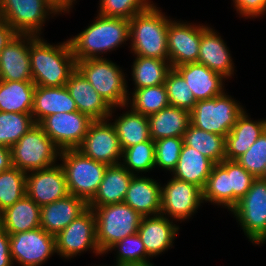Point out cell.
I'll return each instance as SVG.
<instances>
[{
  "mask_svg": "<svg viewBox=\"0 0 266 266\" xmlns=\"http://www.w3.org/2000/svg\"><path fill=\"white\" fill-rule=\"evenodd\" d=\"M96 220V241L102 255L115 243L136 234L143 216L125 202L93 209Z\"/></svg>",
  "mask_w": 266,
  "mask_h": 266,
  "instance_id": "10",
  "label": "cell"
},
{
  "mask_svg": "<svg viewBox=\"0 0 266 266\" xmlns=\"http://www.w3.org/2000/svg\"><path fill=\"white\" fill-rule=\"evenodd\" d=\"M0 266H14L10 254L9 234L0 226Z\"/></svg>",
  "mask_w": 266,
  "mask_h": 266,
  "instance_id": "46",
  "label": "cell"
},
{
  "mask_svg": "<svg viewBox=\"0 0 266 266\" xmlns=\"http://www.w3.org/2000/svg\"><path fill=\"white\" fill-rule=\"evenodd\" d=\"M247 109L237 118L226 136V160L238 159L266 130V117L253 118L250 109Z\"/></svg>",
  "mask_w": 266,
  "mask_h": 266,
  "instance_id": "25",
  "label": "cell"
},
{
  "mask_svg": "<svg viewBox=\"0 0 266 266\" xmlns=\"http://www.w3.org/2000/svg\"><path fill=\"white\" fill-rule=\"evenodd\" d=\"M77 150L107 166L120 164L122 161L123 150L115 127L109 119L92 121Z\"/></svg>",
  "mask_w": 266,
  "mask_h": 266,
  "instance_id": "16",
  "label": "cell"
},
{
  "mask_svg": "<svg viewBox=\"0 0 266 266\" xmlns=\"http://www.w3.org/2000/svg\"><path fill=\"white\" fill-rule=\"evenodd\" d=\"M158 4L130 19L129 55L168 60L167 29L173 16Z\"/></svg>",
  "mask_w": 266,
  "mask_h": 266,
  "instance_id": "3",
  "label": "cell"
},
{
  "mask_svg": "<svg viewBox=\"0 0 266 266\" xmlns=\"http://www.w3.org/2000/svg\"><path fill=\"white\" fill-rule=\"evenodd\" d=\"M213 166L210 159L183 143L177 166L170 175L203 190Z\"/></svg>",
  "mask_w": 266,
  "mask_h": 266,
  "instance_id": "31",
  "label": "cell"
},
{
  "mask_svg": "<svg viewBox=\"0 0 266 266\" xmlns=\"http://www.w3.org/2000/svg\"><path fill=\"white\" fill-rule=\"evenodd\" d=\"M35 125L32 114L0 111V145L11 148Z\"/></svg>",
  "mask_w": 266,
  "mask_h": 266,
  "instance_id": "39",
  "label": "cell"
},
{
  "mask_svg": "<svg viewBox=\"0 0 266 266\" xmlns=\"http://www.w3.org/2000/svg\"><path fill=\"white\" fill-rule=\"evenodd\" d=\"M175 69L187 82L196 101L217 97L223 94L230 84L221 74L198 62L179 65Z\"/></svg>",
  "mask_w": 266,
  "mask_h": 266,
  "instance_id": "23",
  "label": "cell"
},
{
  "mask_svg": "<svg viewBox=\"0 0 266 266\" xmlns=\"http://www.w3.org/2000/svg\"><path fill=\"white\" fill-rule=\"evenodd\" d=\"M155 142V173L168 175L176 168L183 146V138H162Z\"/></svg>",
  "mask_w": 266,
  "mask_h": 266,
  "instance_id": "41",
  "label": "cell"
},
{
  "mask_svg": "<svg viewBox=\"0 0 266 266\" xmlns=\"http://www.w3.org/2000/svg\"><path fill=\"white\" fill-rule=\"evenodd\" d=\"M262 179L266 180V171H265V173H264Z\"/></svg>",
  "mask_w": 266,
  "mask_h": 266,
  "instance_id": "52",
  "label": "cell"
},
{
  "mask_svg": "<svg viewBox=\"0 0 266 266\" xmlns=\"http://www.w3.org/2000/svg\"><path fill=\"white\" fill-rule=\"evenodd\" d=\"M230 45L223 34L211 23L202 30L198 63L204 64L210 70L221 74L230 83L238 76L236 61ZM236 65V66H235Z\"/></svg>",
  "mask_w": 266,
  "mask_h": 266,
  "instance_id": "17",
  "label": "cell"
},
{
  "mask_svg": "<svg viewBox=\"0 0 266 266\" xmlns=\"http://www.w3.org/2000/svg\"><path fill=\"white\" fill-rule=\"evenodd\" d=\"M183 143L210 159L214 164L221 163L226 156V137L206 132L191 123L183 135Z\"/></svg>",
  "mask_w": 266,
  "mask_h": 266,
  "instance_id": "35",
  "label": "cell"
},
{
  "mask_svg": "<svg viewBox=\"0 0 266 266\" xmlns=\"http://www.w3.org/2000/svg\"><path fill=\"white\" fill-rule=\"evenodd\" d=\"M62 15L49 0H0V19L18 34L45 36L48 24Z\"/></svg>",
  "mask_w": 266,
  "mask_h": 266,
  "instance_id": "5",
  "label": "cell"
},
{
  "mask_svg": "<svg viewBox=\"0 0 266 266\" xmlns=\"http://www.w3.org/2000/svg\"><path fill=\"white\" fill-rule=\"evenodd\" d=\"M246 108L245 102L243 104L240 98H235L231 89L227 88L217 97L197 101L190 111L191 124L206 132L226 137Z\"/></svg>",
  "mask_w": 266,
  "mask_h": 266,
  "instance_id": "8",
  "label": "cell"
},
{
  "mask_svg": "<svg viewBox=\"0 0 266 266\" xmlns=\"http://www.w3.org/2000/svg\"><path fill=\"white\" fill-rule=\"evenodd\" d=\"M121 164L132 175H155V142L152 139L125 148Z\"/></svg>",
  "mask_w": 266,
  "mask_h": 266,
  "instance_id": "37",
  "label": "cell"
},
{
  "mask_svg": "<svg viewBox=\"0 0 266 266\" xmlns=\"http://www.w3.org/2000/svg\"><path fill=\"white\" fill-rule=\"evenodd\" d=\"M126 68L127 89H140L164 84L172 66L169 60L131 55ZM129 73V74H128Z\"/></svg>",
  "mask_w": 266,
  "mask_h": 266,
  "instance_id": "28",
  "label": "cell"
},
{
  "mask_svg": "<svg viewBox=\"0 0 266 266\" xmlns=\"http://www.w3.org/2000/svg\"><path fill=\"white\" fill-rule=\"evenodd\" d=\"M93 120L79 111L56 113L45 117L38 125L60 150L77 149Z\"/></svg>",
  "mask_w": 266,
  "mask_h": 266,
  "instance_id": "18",
  "label": "cell"
},
{
  "mask_svg": "<svg viewBox=\"0 0 266 266\" xmlns=\"http://www.w3.org/2000/svg\"><path fill=\"white\" fill-rule=\"evenodd\" d=\"M111 254L113 257L111 262L117 264L154 262L147 254L145 245L138 233L127 236L123 240L115 243L104 253L102 259L106 260L107 257L110 258Z\"/></svg>",
  "mask_w": 266,
  "mask_h": 266,
  "instance_id": "38",
  "label": "cell"
},
{
  "mask_svg": "<svg viewBox=\"0 0 266 266\" xmlns=\"http://www.w3.org/2000/svg\"><path fill=\"white\" fill-rule=\"evenodd\" d=\"M108 119L115 127L122 150L151 139L148 117L128 105L112 108Z\"/></svg>",
  "mask_w": 266,
  "mask_h": 266,
  "instance_id": "24",
  "label": "cell"
},
{
  "mask_svg": "<svg viewBox=\"0 0 266 266\" xmlns=\"http://www.w3.org/2000/svg\"><path fill=\"white\" fill-rule=\"evenodd\" d=\"M65 86L79 112L93 121L108 119L112 108L77 69Z\"/></svg>",
  "mask_w": 266,
  "mask_h": 266,
  "instance_id": "26",
  "label": "cell"
},
{
  "mask_svg": "<svg viewBox=\"0 0 266 266\" xmlns=\"http://www.w3.org/2000/svg\"><path fill=\"white\" fill-rule=\"evenodd\" d=\"M124 202L141 216L161 212V178L155 175H134L129 183Z\"/></svg>",
  "mask_w": 266,
  "mask_h": 266,
  "instance_id": "21",
  "label": "cell"
},
{
  "mask_svg": "<svg viewBox=\"0 0 266 266\" xmlns=\"http://www.w3.org/2000/svg\"><path fill=\"white\" fill-rule=\"evenodd\" d=\"M40 209L27 195L1 212L0 226L10 235L40 227Z\"/></svg>",
  "mask_w": 266,
  "mask_h": 266,
  "instance_id": "33",
  "label": "cell"
},
{
  "mask_svg": "<svg viewBox=\"0 0 266 266\" xmlns=\"http://www.w3.org/2000/svg\"><path fill=\"white\" fill-rule=\"evenodd\" d=\"M12 167L11 148L0 145V173Z\"/></svg>",
  "mask_w": 266,
  "mask_h": 266,
  "instance_id": "49",
  "label": "cell"
},
{
  "mask_svg": "<svg viewBox=\"0 0 266 266\" xmlns=\"http://www.w3.org/2000/svg\"><path fill=\"white\" fill-rule=\"evenodd\" d=\"M127 105L142 115L149 117L169 106L164 84L140 89H127Z\"/></svg>",
  "mask_w": 266,
  "mask_h": 266,
  "instance_id": "36",
  "label": "cell"
},
{
  "mask_svg": "<svg viewBox=\"0 0 266 266\" xmlns=\"http://www.w3.org/2000/svg\"><path fill=\"white\" fill-rule=\"evenodd\" d=\"M118 266H157L154 262H146V263H122L118 264Z\"/></svg>",
  "mask_w": 266,
  "mask_h": 266,
  "instance_id": "50",
  "label": "cell"
},
{
  "mask_svg": "<svg viewBox=\"0 0 266 266\" xmlns=\"http://www.w3.org/2000/svg\"><path fill=\"white\" fill-rule=\"evenodd\" d=\"M17 34L18 33L8 23L0 19V55L5 46Z\"/></svg>",
  "mask_w": 266,
  "mask_h": 266,
  "instance_id": "47",
  "label": "cell"
},
{
  "mask_svg": "<svg viewBox=\"0 0 266 266\" xmlns=\"http://www.w3.org/2000/svg\"><path fill=\"white\" fill-rule=\"evenodd\" d=\"M97 263H98V264H97ZM97 263L94 264V263L92 262L90 265L88 264V266H118L117 263H113V262H112L111 264H109V265L106 264V263L103 264V262L100 263V261L97 262ZM99 263H100V264H99ZM92 264H93V265H92ZM85 266H87V264H86Z\"/></svg>",
  "mask_w": 266,
  "mask_h": 266,
  "instance_id": "51",
  "label": "cell"
},
{
  "mask_svg": "<svg viewBox=\"0 0 266 266\" xmlns=\"http://www.w3.org/2000/svg\"><path fill=\"white\" fill-rule=\"evenodd\" d=\"M164 85L171 106L186 109L188 111H191L194 108L197 101L195 100L191 89L188 87L187 82L175 68H172L169 71Z\"/></svg>",
  "mask_w": 266,
  "mask_h": 266,
  "instance_id": "42",
  "label": "cell"
},
{
  "mask_svg": "<svg viewBox=\"0 0 266 266\" xmlns=\"http://www.w3.org/2000/svg\"><path fill=\"white\" fill-rule=\"evenodd\" d=\"M26 195V172L16 167L0 173V211Z\"/></svg>",
  "mask_w": 266,
  "mask_h": 266,
  "instance_id": "40",
  "label": "cell"
},
{
  "mask_svg": "<svg viewBox=\"0 0 266 266\" xmlns=\"http://www.w3.org/2000/svg\"><path fill=\"white\" fill-rule=\"evenodd\" d=\"M92 18L82 30L67 36L76 61L110 58L121 48L129 52V19L105 17L97 12Z\"/></svg>",
  "mask_w": 266,
  "mask_h": 266,
  "instance_id": "1",
  "label": "cell"
},
{
  "mask_svg": "<svg viewBox=\"0 0 266 266\" xmlns=\"http://www.w3.org/2000/svg\"><path fill=\"white\" fill-rule=\"evenodd\" d=\"M60 151L36 124L11 147L12 166L26 173L46 169L59 163Z\"/></svg>",
  "mask_w": 266,
  "mask_h": 266,
  "instance_id": "13",
  "label": "cell"
},
{
  "mask_svg": "<svg viewBox=\"0 0 266 266\" xmlns=\"http://www.w3.org/2000/svg\"><path fill=\"white\" fill-rule=\"evenodd\" d=\"M57 258L64 262L75 261L77 257L91 254L90 258L100 259L96 241V220L93 209L87 208L67 227L55 236ZM72 260V261H71Z\"/></svg>",
  "mask_w": 266,
  "mask_h": 266,
  "instance_id": "11",
  "label": "cell"
},
{
  "mask_svg": "<svg viewBox=\"0 0 266 266\" xmlns=\"http://www.w3.org/2000/svg\"><path fill=\"white\" fill-rule=\"evenodd\" d=\"M195 20L175 16L168 23V60L172 68L198 61L202 30L209 22Z\"/></svg>",
  "mask_w": 266,
  "mask_h": 266,
  "instance_id": "14",
  "label": "cell"
},
{
  "mask_svg": "<svg viewBox=\"0 0 266 266\" xmlns=\"http://www.w3.org/2000/svg\"><path fill=\"white\" fill-rule=\"evenodd\" d=\"M52 4H54L62 13H63V17L64 16L70 18V16H72L71 14L74 13V11H76V7H78L77 4H80L78 2H80V0H49Z\"/></svg>",
  "mask_w": 266,
  "mask_h": 266,
  "instance_id": "48",
  "label": "cell"
},
{
  "mask_svg": "<svg viewBox=\"0 0 266 266\" xmlns=\"http://www.w3.org/2000/svg\"><path fill=\"white\" fill-rule=\"evenodd\" d=\"M255 179L236 160L225 159L214 164L202 190L203 203L221 208L217 211L226 215L245 196Z\"/></svg>",
  "mask_w": 266,
  "mask_h": 266,
  "instance_id": "4",
  "label": "cell"
},
{
  "mask_svg": "<svg viewBox=\"0 0 266 266\" xmlns=\"http://www.w3.org/2000/svg\"><path fill=\"white\" fill-rule=\"evenodd\" d=\"M78 111L75 101L66 86L43 87L35 86L32 116L36 124L45 117L56 113Z\"/></svg>",
  "mask_w": 266,
  "mask_h": 266,
  "instance_id": "29",
  "label": "cell"
},
{
  "mask_svg": "<svg viewBox=\"0 0 266 266\" xmlns=\"http://www.w3.org/2000/svg\"><path fill=\"white\" fill-rule=\"evenodd\" d=\"M229 3L239 20L254 22L266 18V0H230Z\"/></svg>",
  "mask_w": 266,
  "mask_h": 266,
  "instance_id": "45",
  "label": "cell"
},
{
  "mask_svg": "<svg viewBox=\"0 0 266 266\" xmlns=\"http://www.w3.org/2000/svg\"><path fill=\"white\" fill-rule=\"evenodd\" d=\"M87 208L88 204L82 198L69 194L41 207L40 227L56 236Z\"/></svg>",
  "mask_w": 266,
  "mask_h": 266,
  "instance_id": "27",
  "label": "cell"
},
{
  "mask_svg": "<svg viewBox=\"0 0 266 266\" xmlns=\"http://www.w3.org/2000/svg\"><path fill=\"white\" fill-rule=\"evenodd\" d=\"M35 86L33 81L0 80V111L31 114Z\"/></svg>",
  "mask_w": 266,
  "mask_h": 266,
  "instance_id": "34",
  "label": "cell"
},
{
  "mask_svg": "<svg viewBox=\"0 0 266 266\" xmlns=\"http://www.w3.org/2000/svg\"><path fill=\"white\" fill-rule=\"evenodd\" d=\"M182 229L176 221L158 214L143 216L137 233L145 245L147 254L155 260L175 249V241L178 240Z\"/></svg>",
  "mask_w": 266,
  "mask_h": 266,
  "instance_id": "19",
  "label": "cell"
},
{
  "mask_svg": "<svg viewBox=\"0 0 266 266\" xmlns=\"http://www.w3.org/2000/svg\"><path fill=\"white\" fill-rule=\"evenodd\" d=\"M9 241L14 266H44L57 257L55 236L41 227L10 234Z\"/></svg>",
  "mask_w": 266,
  "mask_h": 266,
  "instance_id": "15",
  "label": "cell"
},
{
  "mask_svg": "<svg viewBox=\"0 0 266 266\" xmlns=\"http://www.w3.org/2000/svg\"><path fill=\"white\" fill-rule=\"evenodd\" d=\"M151 139L156 141L162 138H183L191 123L190 111L175 106H167L148 117Z\"/></svg>",
  "mask_w": 266,
  "mask_h": 266,
  "instance_id": "32",
  "label": "cell"
},
{
  "mask_svg": "<svg viewBox=\"0 0 266 266\" xmlns=\"http://www.w3.org/2000/svg\"><path fill=\"white\" fill-rule=\"evenodd\" d=\"M160 214L183 226L196 218L202 207V190L191 183L176 179L170 174L161 176ZM164 180V181H163Z\"/></svg>",
  "mask_w": 266,
  "mask_h": 266,
  "instance_id": "12",
  "label": "cell"
},
{
  "mask_svg": "<svg viewBox=\"0 0 266 266\" xmlns=\"http://www.w3.org/2000/svg\"><path fill=\"white\" fill-rule=\"evenodd\" d=\"M96 9L98 14L105 17H120L131 19L134 15L149 8L153 0H98Z\"/></svg>",
  "mask_w": 266,
  "mask_h": 266,
  "instance_id": "43",
  "label": "cell"
},
{
  "mask_svg": "<svg viewBox=\"0 0 266 266\" xmlns=\"http://www.w3.org/2000/svg\"><path fill=\"white\" fill-rule=\"evenodd\" d=\"M26 195L40 207L67 197L69 191L60 163L46 169L27 172Z\"/></svg>",
  "mask_w": 266,
  "mask_h": 266,
  "instance_id": "20",
  "label": "cell"
},
{
  "mask_svg": "<svg viewBox=\"0 0 266 266\" xmlns=\"http://www.w3.org/2000/svg\"><path fill=\"white\" fill-rule=\"evenodd\" d=\"M236 161L255 178H262L266 171V130Z\"/></svg>",
  "mask_w": 266,
  "mask_h": 266,
  "instance_id": "44",
  "label": "cell"
},
{
  "mask_svg": "<svg viewBox=\"0 0 266 266\" xmlns=\"http://www.w3.org/2000/svg\"><path fill=\"white\" fill-rule=\"evenodd\" d=\"M32 34H17L0 55V80L32 81L29 39Z\"/></svg>",
  "mask_w": 266,
  "mask_h": 266,
  "instance_id": "22",
  "label": "cell"
},
{
  "mask_svg": "<svg viewBox=\"0 0 266 266\" xmlns=\"http://www.w3.org/2000/svg\"><path fill=\"white\" fill-rule=\"evenodd\" d=\"M49 40L35 35L29 39L32 81L36 86H65L77 69V61L67 38L59 42Z\"/></svg>",
  "mask_w": 266,
  "mask_h": 266,
  "instance_id": "2",
  "label": "cell"
},
{
  "mask_svg": "<svg viewBox=\"0 0 266 266\" xmlns=\"http://www.w3.org/2000/svg\"><path fill=\"white\" fill-rule=\"evenodd\" d=\"M132 175L121 163L109 165L94 198L88 208L124 202Z\"/></svg>",
  "mask_w": 266,
  "mask_h": 266,
  "instance_id": "30",
  "label": "cell"
},
{
  "mask_svg": "<svg viewBox=\"0 0 266 266\" xmlns=\"http://www.w3.org/2000/svg\"><path fill=\"white\" fill-rule=\"evenodd\" d=\"M59 163L65 173L69 194L88 204L98 191L107 165L84 156L77 149L61 150Z\"/></svg>",
  "mask_w": 266,
  "mask_h": 266,
  "instance_id": "9",
  "label": "cell"
},
{
  "mask_svg": "<svg viewBox=\"0 0 266 266\" xmlns=\"http://www.w3.org/2000/svg\"><path fill=\"white\" fill-rule=\"evenodd\" d=\"M111 58L77 61V70L111 108L127 105L126 68Z\"/></svg>",
  "mask_w": 266,
  "mask_h": 266,
  "instance_id": "6",
  "label": "cell"
},
{
  "mask_svg": "<svg viewBox=\"0 0 266 266\" xmlns=\"http://www.w3.org/2000/svg\"><path fill=\"white\" fill-rule=\"evenodd\" d=\"M226 214L254 247L266 245V180L256 178L245 196Z\"/></svg>",
  "mask_w": 266,
  "mask_h": 266,
  "instance_id": "7",
  "label": "cell"
}]
</instances>
